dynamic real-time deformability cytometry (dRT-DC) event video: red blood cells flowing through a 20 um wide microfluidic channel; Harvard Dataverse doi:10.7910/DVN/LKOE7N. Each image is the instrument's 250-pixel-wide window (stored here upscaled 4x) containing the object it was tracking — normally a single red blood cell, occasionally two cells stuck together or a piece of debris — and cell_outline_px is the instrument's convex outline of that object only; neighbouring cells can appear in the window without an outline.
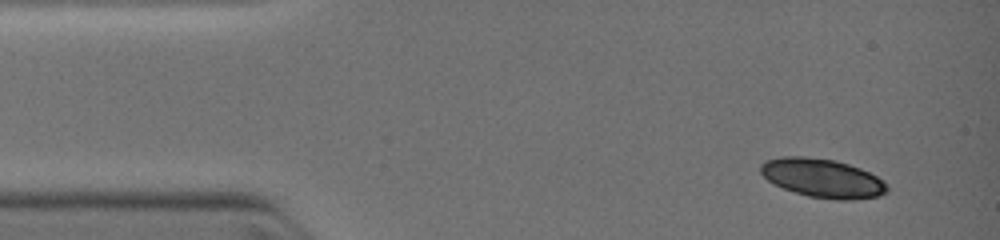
{"species": "common noctule bat (a hibernating species)", "species_latin": "Nyctalus noctula", "temperature_condition": "warm", "stored_images_in_passage": 4, "camera_frame_rate_fps": 3000, "um_per_image_px": 0.085, "animal": {"sex": "female", "body_mass_g": 19.0, "forearm_length_mm": 51.5}, "frame": {"image": 1, "passage_image": 1, "time_ms": 0.0, "image_size_px": [1000, 240], "cell_outline_px": [[888, 192], [880, 196], [852, 200], [836, 200], [808, 196], [772, 184], [760, 172], [760, 164], [764, 160], [780, 156], [804, 156], [836, 160], [860, 168], [884, 180], [888, 184]], "centroid_in_image_um": [69.92, 15.14], "position_along_channel_um": 15.1, "area_um2": 28.9}}